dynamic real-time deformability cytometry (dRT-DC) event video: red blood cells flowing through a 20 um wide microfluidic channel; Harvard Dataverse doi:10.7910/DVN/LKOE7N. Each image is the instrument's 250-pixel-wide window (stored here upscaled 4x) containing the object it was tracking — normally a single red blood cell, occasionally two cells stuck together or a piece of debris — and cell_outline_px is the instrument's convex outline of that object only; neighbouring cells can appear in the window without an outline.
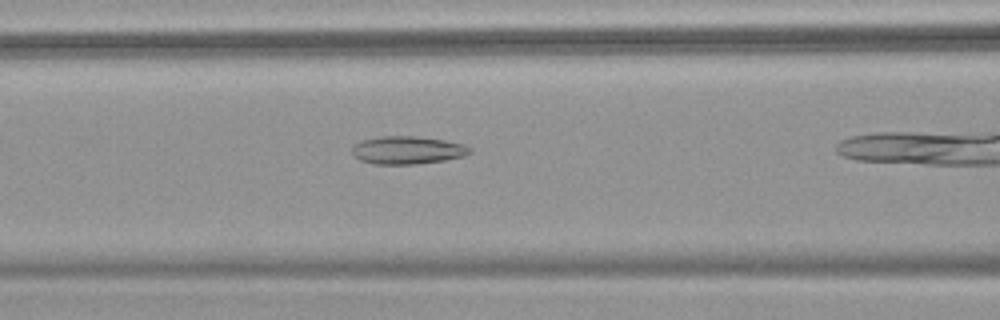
{"species": "common noctule bat (a hibernating species)", "species_latin": "Nyctalus noctula", "temperature_condition": "warm", "stored_images_in_passage": 40, "camera_frame_rate_fps": 3000, "um_per_image_px": 0.085, "animal": {"sex": "female", "body_mass_g": 18.4}, "frame": {"image": 1, "passage_image": 19, "time_ms": 6.0, "image_size_px": [1000, 320], "cell_outline_px": [[472, 152], [464, 156], [444, 160], [416, 164], [372, 164], [360, 160], [352, 156], [352, 144], [364, 140], [380, 136], [412, 136], [444, 140], [464, 144], [472, 148]], "centroid_in_image_um": [34.61, 12.76], "position_along_channel_um": 132.0, "area_um2": 19.25}}
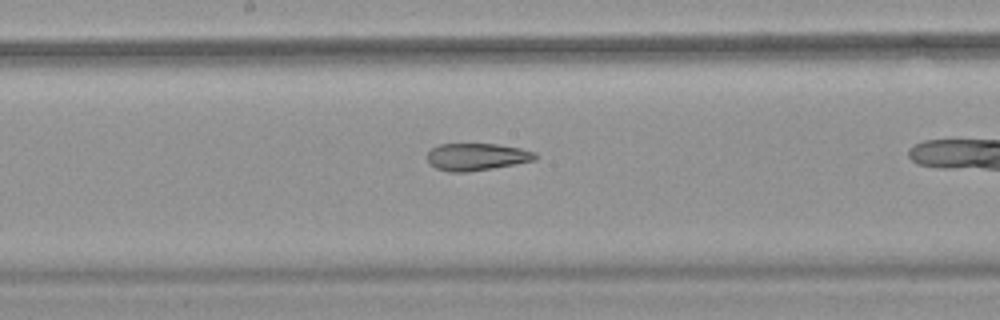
{"frame": {"image": 2, "passage_image": 25, "time_ms": 8.0, "image_size_px": [1000, 320], "cell_outline_px": [[536, 160], [516, 164], [468, 172], [448, 172], [436, 168], [428, 164], [428, 152], [432, 148], [440, 144], [496, 144], [520, 148], [536, 152]], "centroid_in_image_um": [40.51, 13.33], "position_along_channel_um": 207.7, "area_um2": 17.17}}
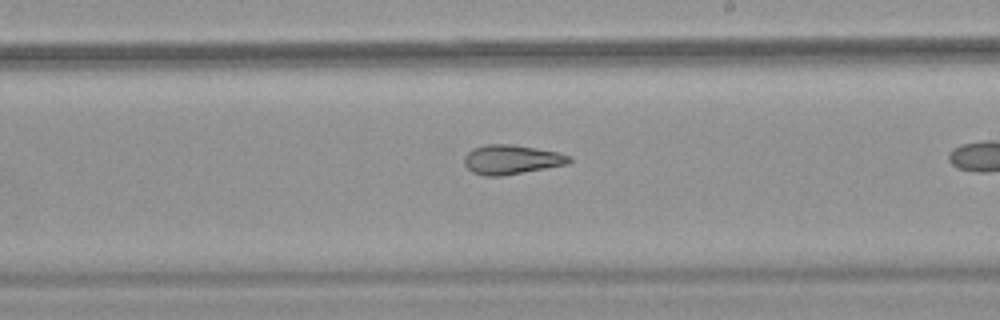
{"frame": {"image": 3, "passage_image": 28, "time_ms": 9.0, "image_size_px": [1000, 320], "cell_outline_px": [[572, 160], [568, 164], [500, 176], [484, 176], [472, 172], [464, 164], [464, 156], [472, 148], [488, 144], [512, 144], [536, 148], [556, 152], [572, 156]], "centroid_in_image_um": [43.46, 13.56], "position_along_channel_um": 245.5, "area_um2": 17.92}}